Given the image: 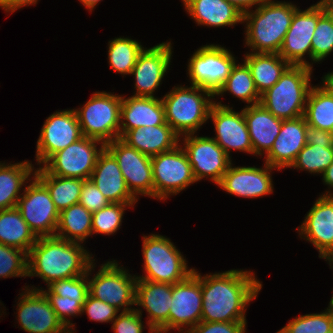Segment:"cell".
I'll return each instance as SVG.
<instances>
[{"label": "cell", "mask_w": 333, "mask_h": 333, "mask_svg": "<svg viewBox=\"0 0 333 333\" xmlns=\"http://www.w3.org/2000/svg\"><path fill=\"white\" fill-rule=\"evenodd\" d=\"M261 288L252 271L232 269L201 276V321L246 322V308Z\"/></svg>", "instance_id": "cell-1"}, {"label": "cell", "mask_w": 333, "mask_h": 333, "mask_svg": "<svg viewBox=\"0 0 333 333\" xmlns=\"http://www.w3.org/2000/svg\"><path fill=\"white\" fill-rule=\"evenodd\" d=\"M95 261L80 242L57 236L38 237L28 253V277L37 276L47 286L54 281L87 274Z\"/></svg>", "instance_id": "cell-2"}, {"label": "cell", "mask_w": 333, "mask_h": 333, "mask_svg": "<svg viewBox=\"0 0 333 333\" xmlns=\"http://www.w3.org/2000/svg\"><path fill=\"white\" fill-rule=\"evenodd\" d=\"M297 6L291 2L266 0L243 14L245 44L253 53H279Z\"/></svg>", "instance_id": "cell-3"}, {"label": "cell", "mask_w": 333, "mask_h": 333, "mask_svg": "<svg viewBox=\"0 0 333 333\" xmlns=\"http://www.w3.org/2000/svg\"><path fill=\"white\" fill-rule=\"evenodd\" d=\"M214 97L213 93L201 87L175 86L162 98L166 123L180 139L197 133L209 119L210 110L215 104Z\"/></svg>", "instance_id": "cell-4"}, {"label": "cell", "mask_w": 333, "mask_h": 333, "mask_svg": "<svg viewBox=\"0 0 333 333\" xmlns=\"http://www.w3.org/2000/svg\"><path fill=\"white\" fill-rule=\"evenodd\" d=\"M312 71L307 66L290 65L278 82L261 94L260 104L282 120L303 116Z\"/></svg>", "instance_id": "cell-5"}, {"label": "cell", "mask_w": 333, "mask_h": 333, "mask_svg": "<svg viewBox=\"0 0 333 333\" xmlns=\"http://www.w3.org/2000/svg\"><path fill=\"white\" fill-rule=\"evenodd\" d=\"M144 274L137 280L175 284L187 279L194 271L169 238L159 234L143 236Z\"/></svg>", "instance_id": "cell-6"}, {"label": "cell", "mask_w": 333, "mask_h": 333, "mask_svg": "<svg viewBox=\"0 0 333 333\" xmlns=\"http://www.w3.org/2000/svg\"><path fill=\"white\" fill-rule=\"evenodd\" d=\"M122 96L95 92L83 107L75 109L82 136L94 138L104 144L120 138Z\"/></svg>", "instance_id": "cell-7"}, {"label": "cell", "mask_w": 333, "mask_h": 333, "mask_svg": "<svg viewBox=\"0 0 333 333\" xmlns=\"http://www.w3.org/2000/svg\"><path fill=\"white\" fill-rule=\"evenodd\" d=\"M95 264L92 262L87 270L88 293L94 298L114 306L119 311L122 308L121 312L135 309L131 305H135L136 276L128 274L124 267L118 266L116 260H113L101 264L97 274L89 279L92 270H95Z\"/></svg>", "instance_id": "cell-8"}, {"label": "cell", "mask_w": 333, "mask_h": 333, "mask_svg": "<svg viewBox=\"0 0 333 333\" xmlns=\"http://www.w3.org/2000/svg\"><path fill=\"white\" fill-rule=\"evenodd\" d=\"M221 45H204L189 59L188 72L191 85L201 87L214 95L226 82L236 59Z\"/></svg>", "instance_id": "cell-9"}, {"label": "cell", "mask_w": 333, "mask_h": 333, "mask_svg": "<svg viewBox=\"0 0 333 333\" xmlns=\"http://www.w3.org/2000/svg\"><path fill=\"white\" fill-rule=\"evenodd\" d=\"M328 10L325 0L301 11L294 12L291 25L284 37L279 55L290 65H302L310 68L312 64L305 60V54L309 55L312 62L311 40L316 28L318 19Z\"/></svg>", "instance_id": "cell-10"}, {"label": "cell", "mask_w": 333, "mask_h": 333, "mask_svg": "<svg viewBox=\"0 0 333 333\" xmlns=\"http://www.w3.org/2000/svg\"><path fill=\"white\" fill-rule=\"evenodd\" d=\"M154 198L165 200L197 182L191 164L180 145L151 157Z\"/></svg>", "instance_id": "cell-11"}, {"label": "cell", "mask_w": 333, "mask_h": 333, "mask_svg": "<svg viewBox=\"0 0 333 333\" xmlns=\"http://www.w3.org/2000/svg\"><path fill=\"white\" fill-rule=\"evenodd\" d=\"M100 144V148L97 146ZM105 144L97 139L82 136L63 150L53 154L42 167L52 175L90 179L99 154Z\"/></svg>", "instance_id": "cell-12"}, {"label": "cell", "mask_w": 333, "mask_h": 333, "mask_svg": "<svg viewBox=\"0 0 333 333\" xmlns=\"http://www.w3.org/2000/svg\"><path fill=\"white\" fill-rule=\"evenodd\" d=\"M32 178L30 185L24 188L17 208L37 237L55 236L59 211L47 187L35 175Z\"/></svg>", "instance_id": "cell-13"}, {"label": "cell", "mask_w": 333, "mask_h": 333, "mask_svg": "<svg viewBox=\"0 0 333 333\" xmlns=\"http://www.w3.org/2000/svg\"><path fill=\"white\" fill-rule=\"evenodd\" d=\"M183 150L185 151L195 180L209 178L218 185L232 164L231 156L211 137L188 134L183 136Z\"/></svg>", "instance_id": "cell-14"}, {"label": "cell", "mask_w": 333, "mask_h": 333, "mask_svg": "<svg viewBox=\"0 0 333 333\" xmlns=\"http://www.w3.org/2000/svg\"><path fill=\"white\" fill-rule=\"evenodd\" d=\"M105 148L117 160L131 194L136 199H139V195L154 199L151 156L139 152L121 138L106 143Z\"/></svg>", "instance_id": "cell-15"}, {"label": "cell", "mask_w": 333, "mask_h": 333, "mask_svg": "<svg viewBox=\"0 0 333 333\" xmlns=\"http://www.w3.org/2000/svg\"><path fill=\"white\" fill-rule=\"evenodd\" d=\"M20 293L16 310L17 320L22 330L29 333H71L57 317L48 298L41 290L25 286Z\"/></svg>", "instance_id": "cell-16"}, {"label": "cell", "mask_w": 333, "mask_h": 333, "mask_svg": "<svg viewBox=\"0 0 333 333\" xmlns=\"http://www.w3.org/2000/svg\"><path fill=\"white\" fill-rule=\"evenodd\" d=\"M202 301L201 274L194 269L187 279L172 285L169 331L186 333L196 326L201 321Z\"/></svg>", "instance_id": "cell-17"}, {"label": "cell", "mask_w": 333, "mask_h": 333, "mask_svg": "<svg viewBox=\"0 0 333 333\" xmlns=\"http://www.w3.org/2000/svg\"><path fill=\"white\" fill-rule=\"evenodd\" d=\"M82 137L75 109L56 111L42 126L37 140V165L44 164L53 154L63 150Z\"/></svg>", "instance_id": "cell-18"}, {"label": "cell", "mask_w": 333, "mask_h": 333, "mask_svg": "<svg viewBox=\"0 0 333 333\" xmlns=\"http://www.w3.org/2000/svg\"><path fill=\"white\" fill-rule=\"evenodd\" d=\"M213 121L216 136L212 137L229 156L230 151L238 150L253 155V147L243 110L236 112L233 107L215 102L209 114Z\"/></svg>", "instance_id": "cell-19"}, {"label": "cell", "mask_w": 333, "mask_h": 333, "mask_svg": "<svg viewBox=\"0 0 333 333\" xmlns=\"http://www.w3.org/2000/svg\"><path fill=\"white\" fill-rule=\"evenodd\" d=\"M44 291L32 286V290H41L48 298L51 307L62 323L74 333L75 326L67 317L82 315V306L88 294V273L68 279L51 282Z\"/></svg>", "instance_id": "cell-20"}, {"label": "cell", "mask_w": 333, "mask_h": 333, "mask_svg": "<svg viewBox=\"0 0 333 333\" xmlns=\"http://www.w3.org/2000/svg\"><path fill=\"white\" fill-rule=\"evenodd\" d=\"M171 42H162L139 54L131 74L135 77L133 96L155 97L154 92L162 84L172 59Z\"/></svg>", "instance_id": "cell-21"}, {"label": "cell", "mask_w": 333, "mask_h": 333, "mask_svg": "<svg viewBox=\"0 0 333 333\" xmlns=\"http://www.w3.org/2000/svg\"><path fill=\"white\" fill-rule=\"evenodd\" d=\"M297 230L326 261L333 254V196L318 197Z\"/></svg>", "instance_id": "cell-22"}, {"label": "cell", "mask_w": 333, "mask_h": 333, "mask_svg": "<svg viewBox=\"0 0 333 333\" xmlns=\"http://www.w3.org/2000/svg\"><path fill=\"white\" fill-rule=\"evenodd\" d=\"M224 173L218 186L231 195L244 198H258L273 192L272 166L264 168L232 166Z\"/></svg>", "instance_id": "cell-23"}, {"label": "cell", "mask_w": 333, "mask_h": 333, "mask_svg": "<svg viewBox=\"0 0 333 333\" xmlns=\"http://www.w3.org/2000/svg\"><path fill=\"white\" fill-rule=\"evenodd\" d=\"M172 284L137 280L135 305L148 313L149 330L169 331V310L171 308Z\"/></svg>", "instance_id": "cell-24"}, {"label": "cell", "mask_w": 333, "mask_h": 333, "mask_svg": "<svg viewBox=\"0 0 333 333\" xmlns=\"http://www.w3.org/2000/svg\"><path fill=\"white\" fill-rule=\"evenodd\" d=\"M307 123L304 116L282 120V126L273 147L264 155L265 163L280 171L294 163L306 145Z\"/></svg>", "instance_id": "cell-25"}, {"label": "cell", "mask_w": 333, "mask_h": 333, "mask_svg": "<svg viewBox=\"0 0 333 333\" xmlns=\"http://www.w3.org/2000/svg\"><path fill=\"white\" fill-rule=\"evenodd\" d=\"M90 179L110 203L138 202L127 188L117 160L106 148L99 154Z\"/></svg>", "instance_id": "cell-26"}, {"label": "cell", "mask_w": 333, "mask_h": 333, "mask_svg": "<svg viewBox=\"0 0 333 333\" xmlns=\"http://www.w3.org/2000/svg\"><path fill=\"white\" fill-rule=\"evenodd\" d=\"M165 108L157 97L122 96L120 113V138L128 131L139 127L162 125Z\"/></svg>", "instance_id": "cell-27"}, {"label": "cell", "mask_w": 333, "mask_h": 333, "mask_svg": "<svg viewBox=\"0 0 333 333\" xmlns=\"http://www.w3.org/2000/svg\"><path fill=\"white\" fill-rule=\"evenodd\" d=\"M246 106L243 108V113L253 147V155L262 156L264 153L266 155L273 147L280 132L282 119L274 116L261 104Z\"/></svg>", "instance_id": "cell-28"}, {"label": "cell", "mask_w": 333, "mask_h": 333, "mask_svg": "<svg viewBox=\"0 0 333 333\" xmlns=\"http://www.w3.org/2000/svg\"><path fill=\"white\" fill-rule=\"evenodd\" d=\"M121 139L129 146L148 156L174 149L180 137L165 122L162 125L139 127L128 130Z\"/></svg>", "instance_id": "cell-29"}, {"label": "cell", "mask_w": 333, "mask_h": 333, "mask_svg": "<svg viewBox=\"0 0 333 333\" xmlns=\"http://www.w3.org/2000/svg\"><path fill=\"white\" fill-rule=\"evenodd\" d=\"M182 2L198 26L224 27L243 23V13L226 0H182Z\"/></svg>", "instance_id": "cell-30"}, {"label": "cell", "mask_w": 333, "mask_h": 333, "mask_svg": "<svg viewBox=\"0 0 333 333\" xmlns=\"http://www.w3.org/2000/svg\"><path fill=\"white\" fill-rule=\"evenodd\" d=\"M244 57L260 95L276 84L290 66L278 53L249 52Z\"/></svg>", "instance_id": "cell-31"}, {"label": "cell", "mask_w": 333, "mask_h": 333, "mask_svg": "<svg viewBox=\"0 0 333 333\" xmlns=\"http://www.w3.org/2000/svg\"><path fill=\"white\" fill-rule=\"evenodd\" d=\"M34 169L28 160L15 164L0 162V211L17 207L22 186L25 187L31 180L29 177L35 175Z\"/></svg>", "instance_id": "cell-32"}, {"label": "cell", "mask_w": 333, "mask_h": 333, "mask_svg": "<svg viewBox=\"0 0 333 333\" xmlns=\"http://www.w3.org/2000/svg\"><path fill=\"white\" fill-rule=\"evenodd\" d=\"M322 81L321 86L311 87L303 116L307 125L333 134V90Z\"/></svg>", "instance_id": "cell-33"}, {"label": "cell", "mask_w": 333, "mask_h": 333, "mask_svg": "<svg viewBox=\"0 0 333 333\" xmlns=\"http://www.w3.org/2000/svg\"><path fill=\"white\" fill-rule=\"evenodd\" d=\"M38 237L17 207L0 211V243L29 253Z\"/></svg>", "instance_id": "cell-34"}, {"label": "cell", "mask_w": 333, "mask_h": 333, "mask_svg": "<svg viewBox=\"0 0 333 333\" xmlns=\"http://www.w3.org/2000/svg\"><path fill=\"white\" fill-rule=\"evenodd\" d=\"M35 176L47 187L59 213L80 201L84 179L58 177L49 174L42 166L35 169Z\"/></svg>", "instance_id": "cell-35"}, {"label": "cell", "mask_w": 333, "mask_h": 333, "mask_svg": "<svg viewBox=\"0 0 333 333\" xmlns=\"http://www.w3.org/2000/svg\"><path fill=\"white\" fill-rule=\"evenodd\" d=\"M92 213L80 203L73 204L59 213L55 236L83 243L92 235Z\"/></svg>", "instance_id": "cell-36"}, {"label": "cell", "mask_w": 333, "mask_h": 333, "mask_svg": "<svg viewBox=\"0 0 333 333\" xmlns=\"http://www.w3.org/2000/svg\"><path fill=\"white\" fill-rule=\"evenodd\" d=\"M227 91L239 100L248 103L249 106L260 104L261 95L257 91L251 72L245 63L235 64L226 82L215 96H222Z\"/></svg>", "instance_id": "cell-37"}, {"label": "cell", "mask_w": 333, "mask_h": 333, "mask_svg": "<svg viewBox=\"0 0 333 333\" xmlns=\"http://www.w3.org/2000/svg\"><path fill=\"white\" fill-rule=\"evenodd\" d=\"M144 47L131 38L117 37L108 42V60L111 69L122 75H131Z\"/></svg>", "instance_id": "cell-38"}, {"label": "cell", "mask_w": 333, "mask_h": 333, "mask_svg": "<svg viewBox=\"0 0 333 333\" xmlns=\"http://www.w3.org/2000/svg\"><path fill=\"white\" fill-rule=\"evenodd\" d=\"M333 162V145L306 144L290 168L323 174Z\"/></svg>", "instance_id": "cell-39"}, {"label": "cell", "mask_w": 333, "mask_h": 333, "mask_svg": "<svg viewBox=\"0 0 333 333\" xmlns=\"http://www.w3.org/2000/svg\"><path fill=\"white\" fill-rule=\"evenodd\" d=\"M281 333H333V307L325 312L305 314L296 317L279 330Z\"/></svg>", "instance_id": "cell-40"}, {"label": "cell", "mask_w": 333, "mask_h": 333, "mask_svg": "<svg viewBox=\"0 0 333 333\" xmlns=\"http://www.w3.org/2000/svg\"><path fill=\"white\" fill-rule=\"evenodd\" d=\"M312 64L325 60L333 51V13L328 9L317 21L311 40Z\"/></svg>", "instance_id": "cell-41"}, {"label": "cell", "mask_w": 333, "mask_h": 333, "mask_svg": "<svg viewBox=\"0 0 333 333\" xmlns=\"http://www.w3.org/2000/svg\"><path fill=\"white\" fill-rule=\"evenodd\" d=\"M135 204L110 203L108 206L92 213V235H113L122 225V219L126 207H134Z\"/></svg>", "instance_id": "cell-42"}, {"label": "cell", "mask_w": 333, "mask_h": 333, "mask_svg": "<svg viewBox=\"0 0 333 333\" xmlns=\"http://www.w3.org/2000/svg\"><path fill=\"white\" fill-rule=\"evenodd\" d=\"M28 276V253L0 243V278Z\"/></svg>", "instance_id": "cell-43"}, {"label": "cell", "mask_w": 333, "mask_h": 333, "mask_svg": "<svg viewBox=\"0 0 333 333\" xmlns=\"http://www.w3.org/2000/svg\"><path fill=\"white\" fill-rule=\"evenodd\" d=\"M119 310L99 299L94 298L89 293L86 296L82 306V313L88 315L89 320L96 322H113L117 317Z\"/></svg>", "instance_id": "cell-44"}, {"label": "cell", "mask_w": 333, "mask_h": 333, "mask_svg": "<svg viewBox=\"0 0 333 333\" xmlns=\"http://www.w3.org/2000/svg\"><path fill=\"white\" fill-rule=\"evenodd\" d=\"M114 333H143L142 309L135 308L131 311L120 312L113 320Z\"/></svg>", "instance_id": "cell-45"}, {"label": "cell", "mask_w": 333, "mask_h": 333, "mask_svg": "<svg viewBox=\"0 0 333 333\" xmlns=\"http://www.w3.org/2000/svg\"><path fill=\"white\" fill-rule=\"evenodd\" d=\"M79 203L94 213L110 204L91 179L84 180Z\"/></svg>", "instance_id": "cell-46"}, {"label": "cell", "mask_w": 333, "mask_h": 333, "mask_svg": "<svg viewBox=\"0 0 333 333\" xmlns=\"http://www.w3.org/2000/svg\"><path fill=\"white\" fill-rule=\"evenodd\" d=\"M247 322H205L200 321L186 333H245Z\"/></svg>", "instance_id": "cell-47"}, {"label": "cell", "mask_w": 333, "mask_h": 333, "mask_svg": "<svg viewBox=\"0 0 333 333\" xmlns=\"http://www.w3.org/2000/svg\"><path fill=\"white\" fill-rule=\"evenodd\" d=\"M333 145V134L330 131L307 125L306 144Z\"/></svg>", "instance_id": "cell-48"}, {"label": "cell", "mask_w": 333, "mask_h": 333, "mask_svg": "<svg viewBox=\"0 0 333 333\" xmlns=\"http://www.w3.org/2000/svg\"><path fill=\"white\" fill-rule=\"evenodd\" d=\"M37 1L38 0H0V7L6 12L13 13L21 7L37 4Z\"/></svg>", "instance_id": "cell-49"}, {"label": "cell", "mask_w": 333, "mask_h": 333, "mask_svg": "<svg viewBox=\"0 0 333 333\" xmlns=\"http://www.w3.org/2000/svg\"><path fill=\"white\" fill-rule=\"evenodd\" d=\"M229 3H231L233 6H235L239 11H241L243 14L251 10L250 8L252 6L257 5V7L264 3L266 0H226Z\"/></svg>", "instance_id": "cell-50"}, {"label": "cell", "mask_w": 333, "mask_h": 333, "mask_svg": "<svg viewBox=\"0 0 333 333\" xmlns=\"http://www.w3.org/2000/svg\"><path fill=\"white\" fill-rule=\"evenodd\" d=\"M322 180L328 188H333V162L328 166V168L322 174Z\"/></svg>", "instance_id": "cell-51"}, {"label": "cell", "mask_w": 333, "mask_h": 333, "mask_svg": "<svg viewBox=\"0 0 333 333\" xmlns=\"http://www.w3.org/2000/svg\"><path fill=\"white\" fill-rule=\"evenodd\" d=\"M89 11L93 10L101 0H79Z\"/></svg>", "instance_id": "cell-52"}, {"label": "cell", "mask_w": 333, "mask_h": 333, "mask_svg": "<svg viewBox=\"0 0 333 333\" xmlns=\"http://www.w3.org/2000/svg\"><path fill=\"white\" fill-rule=\"evenodd\" d=\"M333 90V72L327 73L323 78H322Z\"/></svg>", "instance_id": "cell-53"}, {"label": "cell", "mask_w": 333, "mask_h": 333, "mask_svg": "<svg viewBox=\"0 0 333 333\" xmlns=\"http://www.w3.org/2000/svg\"><path fill=\"white\" fill-rule=\"evenodd\" d=\"M326 261L329 262L330 268L333 269V254Z\"/></svg>", "instance_id": "cell-54"}, {"label": "cell", "mask_w": 333, "mask_h": 333, "mask_svg": "<svg viewBox=\"0 0 333 333\" xmlns=\"http://www.w3.org/2000/svg\"><path fill=\"white\" fill-rule=\"evenodd\" d=\"M326 193V194H325ZM324 194H322V195H324V196H333V193H332V191L330 190V191H326Z\"/></svg>", "instance_id": "cell-55"}, {"label": "cell", "mask_w": 333, "mask_h": 333, "mask_svg": "<svg viewBox=\"0 0 333 333\" xmlns=\"http://www.w3.org/2000/svg\"><path fill=\"white\" fill-rule=\"evenodd\" d=\"M148 333H167V332H162V331H159V330H149Z\"/></svg>", "instance_id": "cell-56"}, {"label": "cell", "mask_w": 333, "mask_h": 333, "mask_svg": "<svg viewBox=\"0 0 333 333\" xmlns=\"http://www.w3.org/2000/svg\"><path fill=\"white\" fill-rule=\"evenodd\" d=\"M328 5V9L333 13V4H327Z\"/></svg>", "instance_id": "cell-57"}, {"label": "cell", "mask_w": 333, "mask_h": 333, "mask_svg": "<svg viewBox=\"0 0 333 333\" xmlns=\"http://www.w3.org/2000/svg\"><path fill=\"white\" fill-rule=\"evenodd\" d=\"M327 4H333V0H325Z\"/></svg>", "instance_id": "cell-58"}]
</instances>
